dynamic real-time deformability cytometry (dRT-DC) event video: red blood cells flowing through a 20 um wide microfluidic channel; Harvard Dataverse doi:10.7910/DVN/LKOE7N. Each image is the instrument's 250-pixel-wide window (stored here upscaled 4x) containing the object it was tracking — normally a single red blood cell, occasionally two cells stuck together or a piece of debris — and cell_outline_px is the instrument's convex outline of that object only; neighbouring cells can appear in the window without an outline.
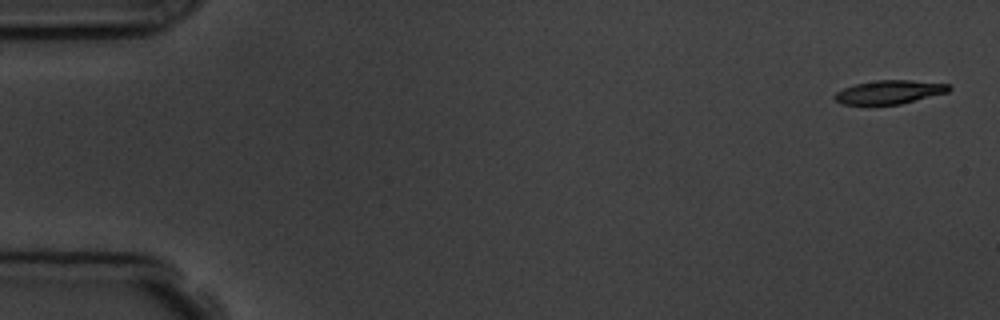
{"species": "common noctule bat (a hibernating species)", "species_latin": "Nyctalus noctula", "temperature_condition": "room temperature", "stored_images_in_passage": 4, "camera_frame_rate_fps": 3000, "um_per_image_px": 0.085, "animal": {"sex": "male", "body_mass_g": 19.5, "forearm_length_mm": 54.6}, "frame": {"image": 1, "passage_image": 1, "time_ms": 0.0, "image_size_px": [1000, 320], "cell_outline_px": [[952, 88], [948, 92], [900, 104], [868, 108], [840, 104], [832, 96], [836, 92], [844, 88], [856, 84], [876, 80], [912, 80], [948, 84]], "centroid_in_image_um": [75.5, 7.88], "position_along_channel_um": 9.5, "area_um2": 16.47}}
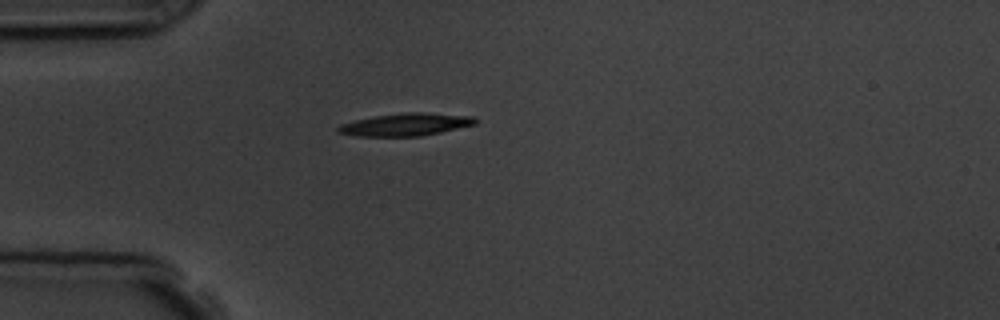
{"frame": {"image": 2, "passage_image": 4, "time_ms": 4.333, "image_size_px": [1000, 320], "cell_outline_px": [[476, 124], [440, 132], [420, 136], [356, 136], [336, 132], [336, 128], [340, 124], [356, 120], [376, 116], [408, 112], [420, 112], [476, 116]], "centroid_in_image_um": [34.48, 10.58], "position_along_channel_um": 50.5, "area_um2": 17.92}}